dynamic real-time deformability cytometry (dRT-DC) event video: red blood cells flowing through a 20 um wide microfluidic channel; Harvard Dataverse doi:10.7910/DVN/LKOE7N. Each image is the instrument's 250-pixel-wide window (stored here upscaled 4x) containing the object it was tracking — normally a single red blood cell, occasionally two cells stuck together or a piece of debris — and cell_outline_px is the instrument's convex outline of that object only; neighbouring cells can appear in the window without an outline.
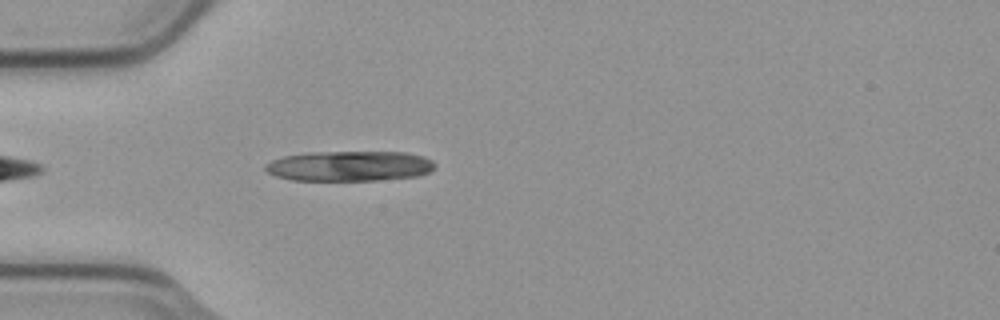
{"species": "common noctule bat (a hibernating species)", "species_latin": "Nyctalus noctula", "temperature_condition": "cold", "stored_images_in_passage": 43, "camera_frame_rate_fps": 3000, "um_per_image_px": 0.085, "animal": {"sex": "male", "body_mass_g": 23.1, "forearm_length_mm": 52.7}, "frame": {"image": 1, "passage_image": 5, "time_ms": 1.333, "image_size_px": [1000, 320], "cell_outline_px": [[436, 164], [428, 172], [420, 176], [376, 180], [292, 180], [276, 176], [268, 172], [264, 168], [264, 164], [272, 160], [284, 156], [308, 152], [404, 152], [424, 156], [432, 160]], "centroid_in_image_um": [29.7, 14.11], "position_along_channel_um": 55.3, "area_um2": 29.88}}
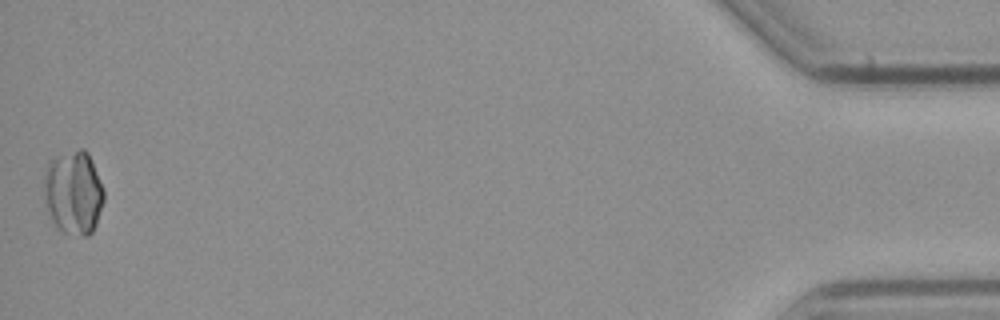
{"frame": {"image": 2, "passage_image": 43, "time_ms": 14.0, "image_size_px": [1000, 320], "cell_outline_px": [[104, 200], [96, 224], [92, 232], [88, 236], [84, 236], [64, 232], [52, 220], [48, 208], [44, 192], [44, 180], [48, 164], [52, 160], [80, 148], [84, 148], [88, 152], [92, 160], [104, 188]], "centroid_in_image_um": [6.29, 16.37], "position_along_channel_um": 428.9, "area_um2": 28.78}}